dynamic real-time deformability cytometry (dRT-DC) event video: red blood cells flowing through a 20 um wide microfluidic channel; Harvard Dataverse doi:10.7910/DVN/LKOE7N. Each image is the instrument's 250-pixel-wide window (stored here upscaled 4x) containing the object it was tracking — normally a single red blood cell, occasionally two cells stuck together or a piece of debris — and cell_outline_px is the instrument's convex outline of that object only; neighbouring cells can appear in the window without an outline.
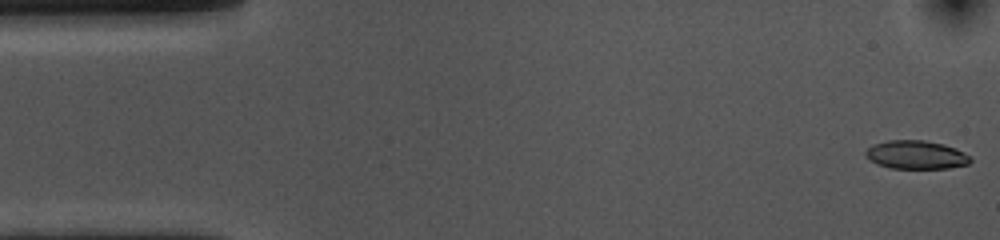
{"species": "common noctule bat (a hibernating species)", "species_latin": "Nyctalus noctula", "temperature_condition": "cold", "stored_images_in_passage": 55, "camera_frame_rate_fps": 3000, "um_per_image_px": 0.085, "animal": {"sex": "female", "body_mass_g": 10.0, "forearm_length_mm": 53.1}, "frame": {"image": 1, "passage_image": 1, "time_ms": 0.0, "image_size_px": [1000, 240], "cell_outline_px": [[972, 160], [968, 164], [948, 168], [888, 168], [876, 164], [864, 156], [864, 152], [872, 144], [888, 140], [924, 140], [944, 144], [956, 148], [972, 156]], "centroid_in_image_um": [77.86, 13.15], "position_along_channel_um": 7.1, "area_um2": 17.63}}
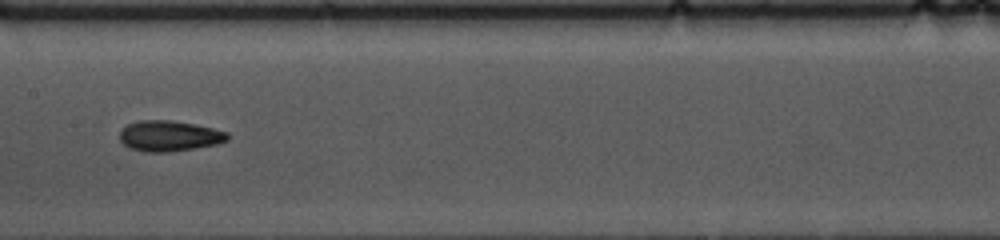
{"frame": {"image": 2, "passage_image": 26, "time_ms": 8.333, "image_size_px": [1000, 240], "cell_outline_px": [[228, 140], [216, 144], [168, 152], [144, 152], [128, 148], [120, 140], [120, 132], [128, 124], [140, 120], [172, 120], [212, 128], [228, 132]], "centroid_in_image_um": [14.36, 11.56], "position_along_channel_um": 193.0, "area_um2": 19.07}}
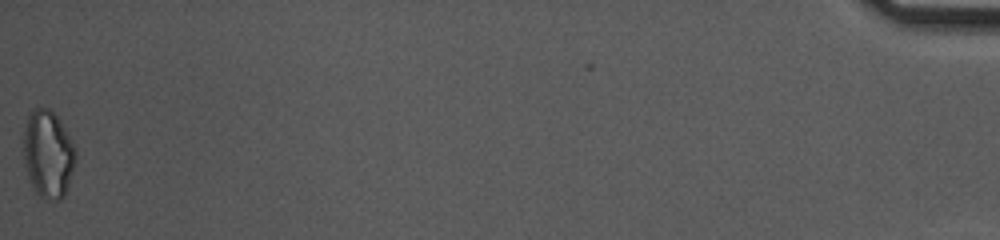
{"frame": {"image": 3, "passage_image": 55, "time_ms": 18.0, "image_size_px": [1000, 240], "cell_outline_px": [[76, 160], [64, 196], [60, 200], [48, 200], [40, 196], [36, 192], [28, 176], [24, 160], [24, 132], [28, 116], [32, 108], [48, 108], [60, 120], [76, 148]], "centroid_in_image_um": [4.1, 13.09], "position_along_channel_um": 431.1, "area_um2": 26.36}, "authors_computed_cell_mechanics": {"area_um2": 18.4382, "velocity_mm_per_s": 3.5607, "shape_relaxation_time_tau1_ms": 5.1897, "shape_relaxation_time_tau2_ms": 2.8309, "deformation_change_tau1": 0.1403, "deformation_change_tau2": 0.097}}